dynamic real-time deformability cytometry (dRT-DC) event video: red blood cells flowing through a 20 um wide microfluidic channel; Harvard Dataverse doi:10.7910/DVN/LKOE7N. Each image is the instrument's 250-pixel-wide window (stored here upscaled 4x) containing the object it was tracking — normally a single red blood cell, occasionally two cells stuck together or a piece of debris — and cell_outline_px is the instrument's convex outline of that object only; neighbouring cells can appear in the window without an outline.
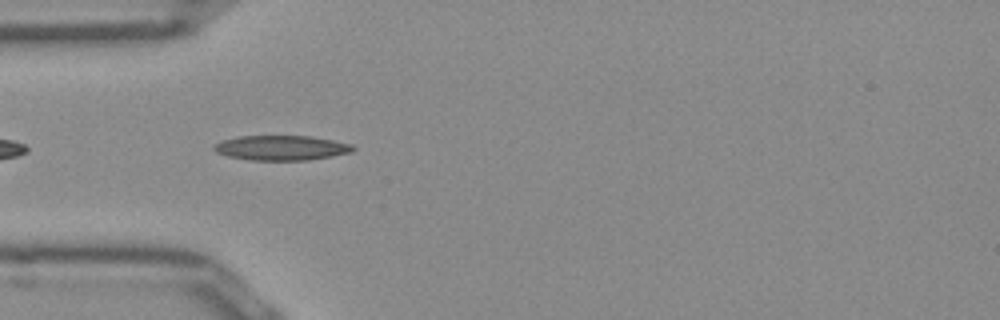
{"species": "Egyptian fruit bat (a non-hibernating species)", "species_latin": "Rousettus aegyptiacus", "temperature_condition": "room temperature", "stored_images_in_passage": 39, "camera_frame_rate_fps": 3000, "um_per_image_px": 0.085, "frame": {"image": 1, "passage_image": 3, "time_ms": 0.667, "image_size_px": [1000, 320], "cell_outline_px": [[356, 148], [352, 152], [332, 156], [308, 160], [252, 160], [228, 156], [216, 152], [212, 148], [220, 140], [236, 136], [312, 136], [352, 144]], "centroid_in_image_um": [23.91, 12.56], "position_along_channel_um": 61.1, "area_um2": 20.17}}
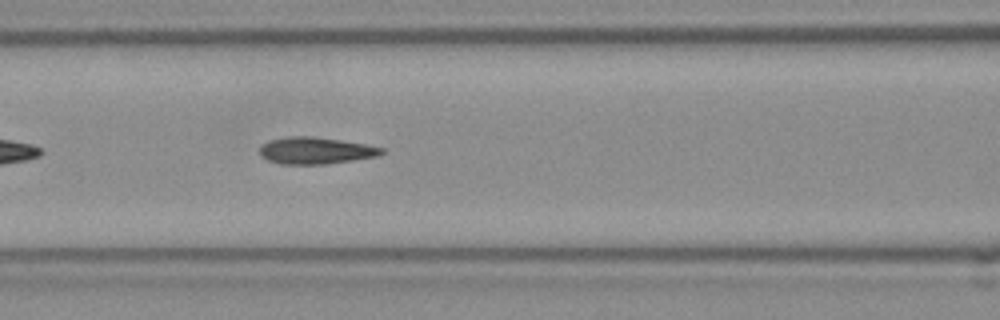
{"frame": {"image": 2, "passage_image": 9, "time_ms": 2.667, "image_size_px": [1000, 320], "cell_outline_px": [[384, 152], [376, 156], [352, 160], [324, 164], [280, 164], [268, 160], [260, 152], [260, 148], [268, 140], [288, 136], [312, 136], [340, 140], [364, 144], [384, 148]], "centroid_in_image_um": [26.81, 12.79], "position_along_channel_um": 139.8, "area_um2": 18.79}}
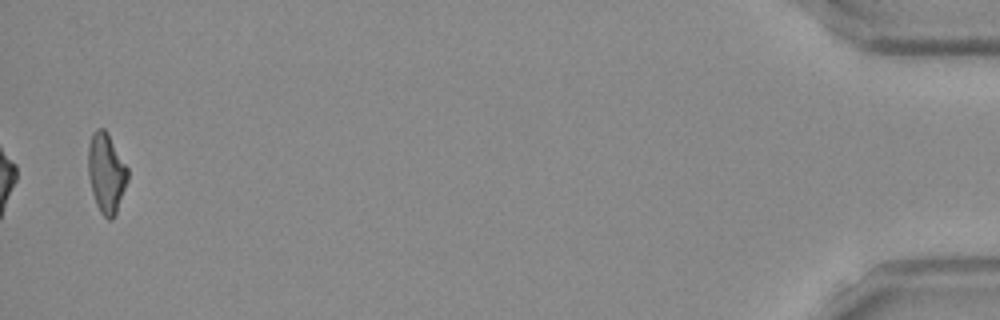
{"frame": {"image": 3, "passage_image": 38, "time_ms": 12.333, "image_size_px": [1000, 320], "cell_outline_px": [[128, 180], [116, 216], [112, 220], [108, 220], [100, 212], [96, 204], [92, 192], [88, 176], [88, 148], [92, 132], [96, 128], [104, 128], [108, 132], [128, 168]], "centroid_in_image_um": [9.04, 14.71], "position_along_channel_um": 426.2, "area_um2": 18.73}, "authors_computed_cell_mechanics": {"area_um2": 18.785, "velocity_mm_per_s": 3.94, "shape_relaxation_time_tau1_ms": 7.3336, "shape_relaxation_time_tau2_ms": 1.9146, "deformation_change_tau1": 0.2064, "deformation_change_tau2": 0.1073}}